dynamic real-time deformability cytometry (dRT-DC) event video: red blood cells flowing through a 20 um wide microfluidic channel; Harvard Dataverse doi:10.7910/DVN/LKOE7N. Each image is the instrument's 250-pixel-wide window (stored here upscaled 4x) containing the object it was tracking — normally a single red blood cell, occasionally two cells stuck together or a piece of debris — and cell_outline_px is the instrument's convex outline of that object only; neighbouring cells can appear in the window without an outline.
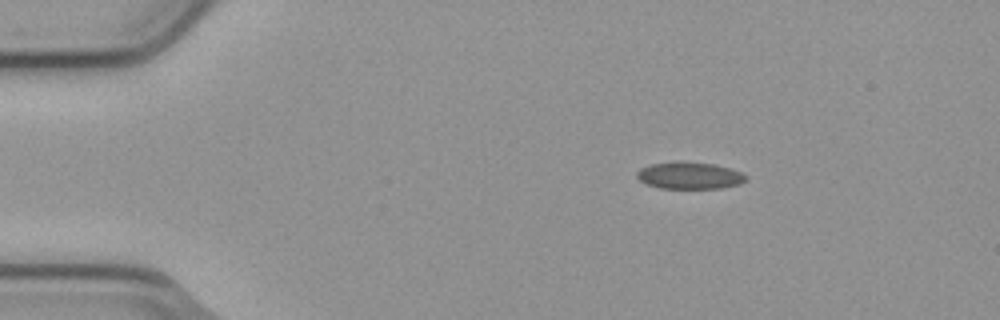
{"species": "common noctule bat (a hibernating species)", "species_latin": "Nyctalus noctula", "temperature_condition": "cold", "stored_images_in_passage": 3, "camera_frame_rate_fps": 3000, "um_per_image_px": 0.085, "animal": {"sex": "male", "body_mass_g": 23.1, "forearm_length_mm": 52.7}, "frame": {"image": 1, "passage_image": 1, "time_ms": 0.0, "image_size_px": [1000, 320], "cell_outline_px": [[748, 176], [740, 184], [720, 188], [660, 188], [648, 184], [640, 180], [636, 176], [636, 172], [640, 168], [652, 164], [680, 160], [712, 164], [728, 168], [740, 172]], "centroid_in_image_um": [58.58, 14.91], "position_along_channel_um": 26.4, "area_um2": 17.05}}